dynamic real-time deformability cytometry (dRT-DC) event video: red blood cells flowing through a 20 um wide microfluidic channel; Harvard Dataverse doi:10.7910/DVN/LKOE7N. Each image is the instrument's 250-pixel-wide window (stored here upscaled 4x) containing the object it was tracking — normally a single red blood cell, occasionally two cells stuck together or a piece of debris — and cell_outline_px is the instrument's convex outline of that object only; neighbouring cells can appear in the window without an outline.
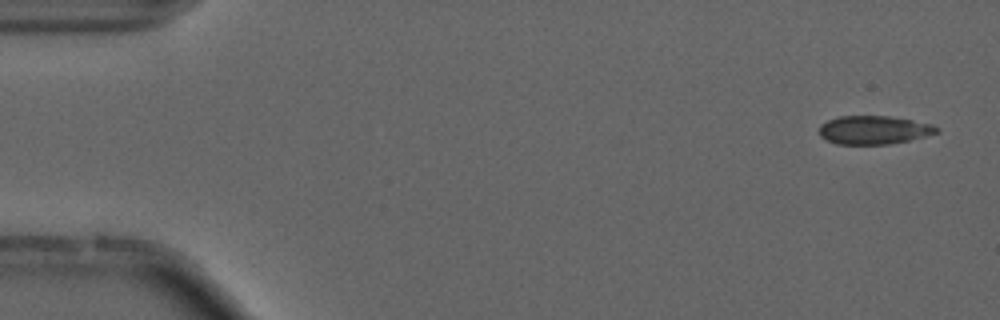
{"species": "common noctule bat (a hibernating species)", "species_latin": "Nyctalus noctula", "temperature_condition": "cold", "stored_images_in_passage": 12, "camera_frame_rate_fps": 3000, "um_per_image_px": 0.085, "animal": {"sex": "male", "forearm_length_mm": 52.5}, "frame": {"image": 1, "passage_image": 2, "time_ms": 0.333, "image_size_px": [1000, 320], "cell_outline_px": [[940, 132], [908, 140], [888, 144], [836, 144], [820, 136], [820, 124], [828, 120], [840, 116], [888, 116], [912, 120], [932, 124], [940, 128]], "centroid_in_image_um": [74.28, 11.04], "position_along_channel_um": 10.7, "area_um2": 19.36}}